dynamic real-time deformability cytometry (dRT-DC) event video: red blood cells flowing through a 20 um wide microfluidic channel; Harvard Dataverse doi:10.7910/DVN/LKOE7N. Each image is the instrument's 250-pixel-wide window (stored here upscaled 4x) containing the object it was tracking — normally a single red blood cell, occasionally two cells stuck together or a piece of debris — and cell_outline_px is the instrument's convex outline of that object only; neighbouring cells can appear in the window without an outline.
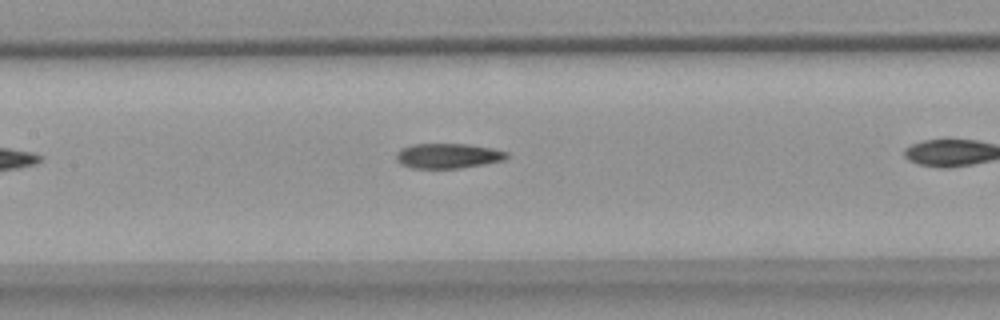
{"species": "common noctule bat (a hibernating species)", "species_latin": "Nyctalus noctula", "temperature_condition": "warm", "stored_images_in_passage": 17, "camera_frame_rate_fps": 3000, "um_per_image_px": 0.085, "animal": {"sex": "female", "body_mass_g": 18.4}, "frame": {"image": 1, "passage_image": 6, "time_ms": 1.667, "image_size_px": [1000, 320], "cell_outline_px": [[508, 156], [504, 160], [484, 164], [460, 168], [412, 168], [400, 164], [396, 160], [396, 152], [412, 144], [468, 144], [492, 148], [508, 152]], "centroid_in_image_um": [38.08, 13.25], "position_along_channel_um": 169.3, "area_um2": 16.07}}